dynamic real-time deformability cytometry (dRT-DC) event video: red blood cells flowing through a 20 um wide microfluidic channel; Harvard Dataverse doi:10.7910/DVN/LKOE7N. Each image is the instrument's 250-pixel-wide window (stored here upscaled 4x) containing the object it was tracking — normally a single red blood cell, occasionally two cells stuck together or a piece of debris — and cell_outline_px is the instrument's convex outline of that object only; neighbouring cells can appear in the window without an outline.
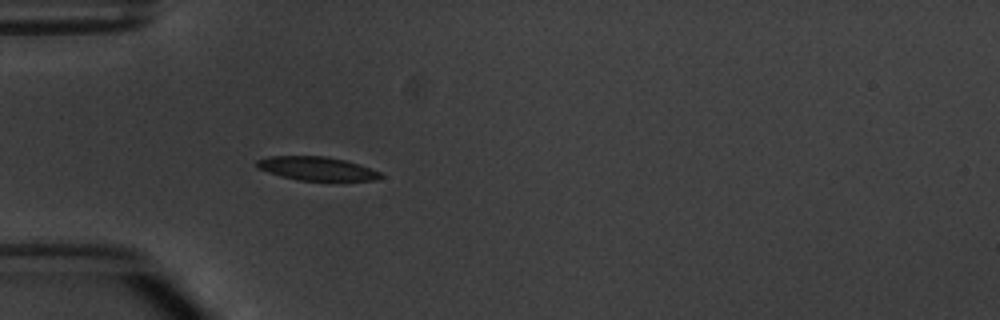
{"species": "common noctule bat (a hibernating species)", "species_latin": "Nyctalus noctula", "temperature_condition": "warm", "stored_images_in_passage": 4, "camera_frame_rate_fps": 3000, "um_per_image_px": 0.085, "animal": {"sex": "male", "body_mass_g": 20.1, "forearm_length_mm": 53.5}, "frame": {"image": 1, "passage_image": 4, "time_ms": 3.667, "image_size_px": [1000, 320], "cell_outline_px": [[384, 176], [376, 180], [344, 184], [296, 180], [280, 176], [256, 168], [256, 160], [268, 156], [324, 156], [344, 160], [360, 164], [380, 172]], "centroid_in_image_um": [27.01, 14.39], "position_along_channel_um": 58.0, "area_um2": 18.21}}